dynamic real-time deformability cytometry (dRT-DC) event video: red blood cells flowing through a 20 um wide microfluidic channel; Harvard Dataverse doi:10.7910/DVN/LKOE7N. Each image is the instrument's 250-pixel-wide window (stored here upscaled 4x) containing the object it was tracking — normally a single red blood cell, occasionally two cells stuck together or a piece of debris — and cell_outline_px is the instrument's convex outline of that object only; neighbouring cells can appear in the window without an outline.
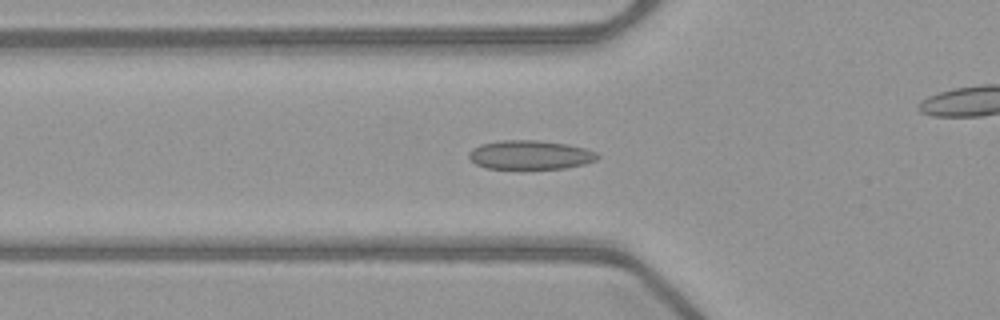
{"species": "common noctule bat (a hibernating species)", "species_latin": "Nyctalus noctula", "temperature_condition": "warm", "stored_images_in_passage": 53, "camera_frame_rate_fps": 3000, "um_per_image_px": 0.085, "animal": {"sex": "female", "body_mass_g": 21.9}, "frame": {"image": 1, "passage_image": 19, "time_ms": 6.0, "image_size_px": [1000, 320], "cell_outline_px": [[600, 156], [596, 160], [584, 164], [564, 168], [484, 168], [476, 164], [468, 156], [468, 152], [472, 148], [480, 144], [500, 140], [536, 140], [568, 144], [584, 148], [596, 152]], "centroid_in_image_um": [45.04, 13.15], "position_along_channel_um": 80.8, "area_um2": 21.68}}
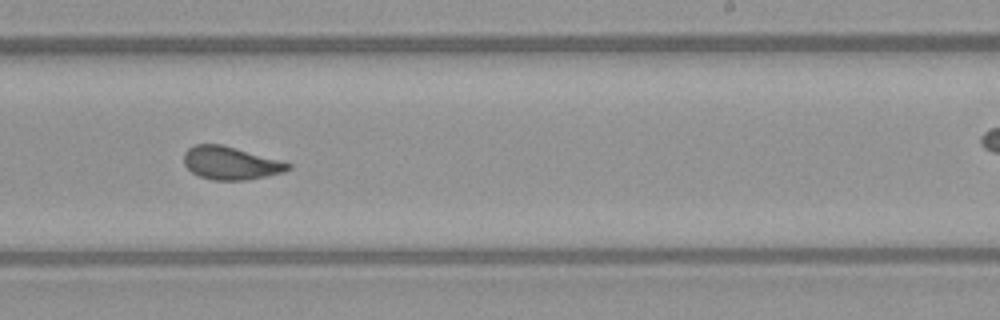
{"frame": {"image": 2, "passage_image": 33, "time_ms": 10.667, "image_size_px": [1000, 320], "cell_outline_px": [[292, 168], [284, 172], [248, 180], [212, 180], [200, 176], [192, 172], [184, 164], [184, 152], [188, 148], [196, 144], [220, 144], [284, 160], [292, 164]], "centroid_in_image_um": [19.65, 13.86], "position_along_channel_um": 269.3, "area_um2": 20.23}}
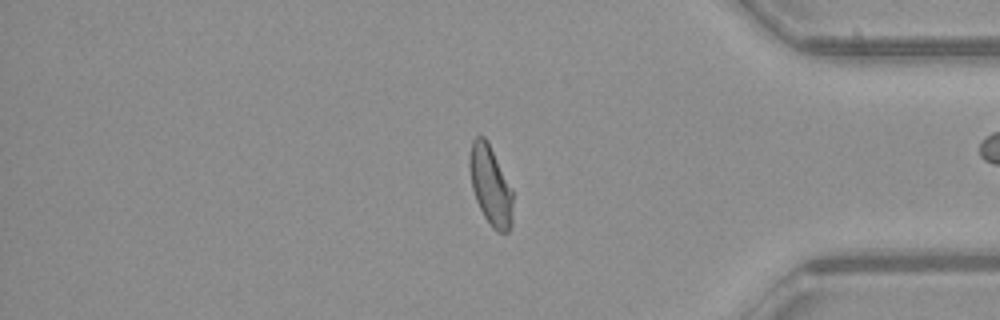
{"frame": {"image": 3, "passage_image": 44, "time_ms": 14.333, "image_size_px": [1000, 320], "cell_outline_px": [[512, 224], [508, 232], [496, 232], [492, 228], [484, 216], [476, 200], [472, 188], [468, 164], [468, 156], [472, 140], [476, 136], [484, 136], [488, 140], [512, 188]], "centroid_in_image_um": [41.68, 15.74], "position_along_channel_um": 393.5, "area_um2": 20.35}, "authors_computed_cell_mechanics": {"area_um2": 20.4612, "velocity_mm_per_s": 4.0252, "shape_relaxation_time_tau1_ms": null, "shape_relaxation_time_tau2_ms": 0.9964, "deformation_change_tau1": null, "deformation_change_tau2": 0.0582}}